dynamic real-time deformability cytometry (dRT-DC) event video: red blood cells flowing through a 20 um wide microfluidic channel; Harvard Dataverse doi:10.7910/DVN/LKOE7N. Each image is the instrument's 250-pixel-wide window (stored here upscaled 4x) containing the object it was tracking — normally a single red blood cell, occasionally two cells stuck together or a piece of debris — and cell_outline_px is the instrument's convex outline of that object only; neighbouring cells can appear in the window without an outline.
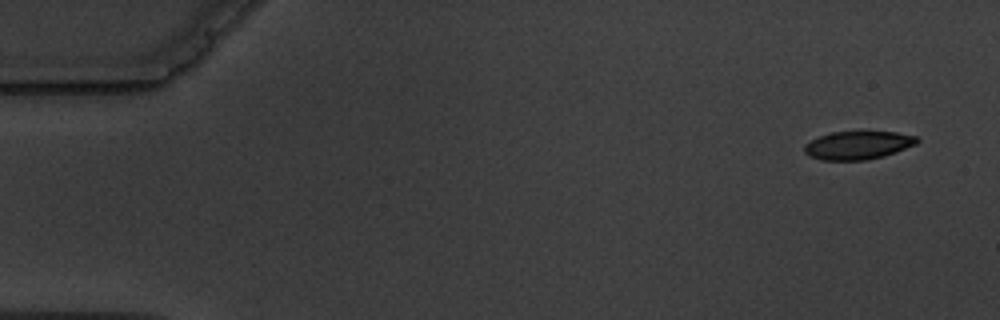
{"species": "common noctule bat (a hibernating species)", "species_latin": "Nyctalus noctula", "temperature_condition": "warm", "stored_images_in_passage": 4, "camera_frame_rate_fps": 3000, "um_per_image_px": 0.085, "animal": {"sex": "male", "body_mass_g": 19.5, "forearm_length_mm": 54.6}, "frame": {"image": 1, "passage_image": 1, "time_ms": 0.0, "image_size_px": [1000, 320], "cell_outline_px": [[920, 140], [916, 144], [896, 152], [884, 156], [868, 160], [820, 160], [808, 156], [804, 152], [804, 144], [820, 136], [832, 132], [896, 132], [916, 136]], "centroid_in_image_um": [72.92, 12.35], "position_along_channel_um": 12.1, "area_um2": 18.55}}